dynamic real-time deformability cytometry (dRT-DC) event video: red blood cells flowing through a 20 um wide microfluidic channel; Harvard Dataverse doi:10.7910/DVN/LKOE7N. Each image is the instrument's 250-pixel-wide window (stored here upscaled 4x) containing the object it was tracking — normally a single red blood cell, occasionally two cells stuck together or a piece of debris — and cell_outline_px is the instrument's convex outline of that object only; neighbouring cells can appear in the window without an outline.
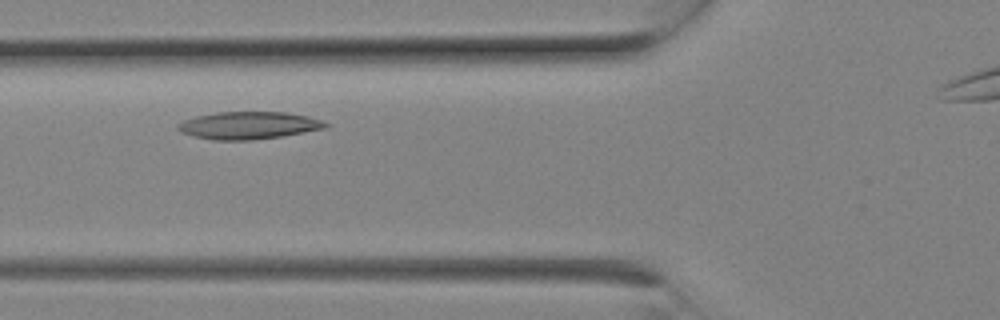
{"species": "Egyptian fruit bat (a non-hibernating species)", "species_latin": "Rousettus aegyptiacus", "temperature_condition": "room temperature", "stored_images_in_passage": 4, "camera_frame_rate_fps": 3000, "um_per_image_px": 0.085, "animal": {"sex": "female"}, "frame": {"image": 1, "passage_image": 3, "time_ms": 0.667, "image_size_px": [1000, 320], "cell_outline_px": [[332, 124], [328, 128], [280, 136], [252, 140], [212, 140], [192, 136], [180, 132], [176, 128], [176, 124], [184, 120], [196, 116], [216, 112], [284, 112], [308, 116]], "centroid_in_image_um": [21.12, 10.66], "position_along_channel_um": 104.7, "area_um2": 23.76}}